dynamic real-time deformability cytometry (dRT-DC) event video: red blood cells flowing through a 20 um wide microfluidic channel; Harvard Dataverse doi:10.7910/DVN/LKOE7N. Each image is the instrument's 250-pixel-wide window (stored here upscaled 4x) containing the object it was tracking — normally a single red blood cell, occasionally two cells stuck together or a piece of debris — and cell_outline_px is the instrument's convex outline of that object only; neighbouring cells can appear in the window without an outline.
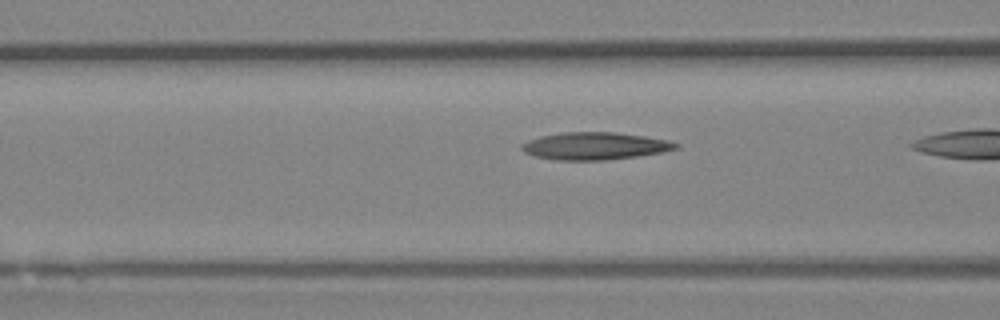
{"species": "Egyptian fruit bat (a non-hibernating species)", "species_latin": "Rousettus aegyptiacus", "temperature_condition": "room temperature", "stored_images_in_passage": 11, "camera_frame_rate_fps": 3000, "um_per_image_px": 0.085, "animal": {"sex": "female"}, "frame": {"image": 1, "passage_image": 10, "time_ms": 3.0, "image_size_px": [1000, 320], "cell_outline_px": [[680, 148], [664, 152], [636, 156], [604, 160], [556, 160], [536, 156], [524, 152], [520, 148], [520, 144], [528, 140], [540, 136], [564, 132], [616, 132], [644, 136], [668, 140], [680, 144]], "centroid_in_image_um": [50.57, 12.4], "position_along_channel_um": 116.0, "area_um2": 24.68}}